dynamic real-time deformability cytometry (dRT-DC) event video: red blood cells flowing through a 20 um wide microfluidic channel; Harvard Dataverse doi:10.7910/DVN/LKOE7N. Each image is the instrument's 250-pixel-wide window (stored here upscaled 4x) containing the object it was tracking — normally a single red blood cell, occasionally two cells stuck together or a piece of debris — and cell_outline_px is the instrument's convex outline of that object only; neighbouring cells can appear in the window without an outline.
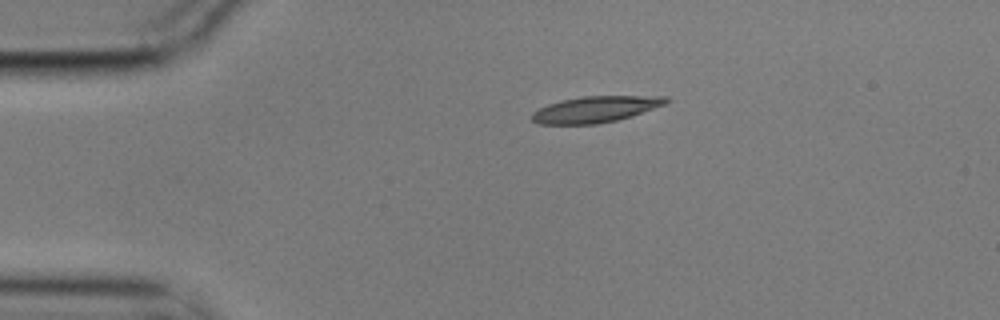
{"species": "common noctule bat (a hibernating species)", "species_latin": "Nyctalus noctula", "temperature_condition": "cold", "stored_images_in_passage": 7, "camera_frame_rate_fps": 3000, "um_per_image_px": 0.085, "animal": {"sex": "male", "body_mass_g": 17.9}, "frame": {"image": 1, "passage_image": 1, "time_ms": 0.0, "image_size_px": [1000, 320], "cell_outline_px": [[672, 100], [664, 104], [632, 116], [616, 120], [596, 124], [540, 124], [532, 120], [532, 112], [548, 104], [560, 100], [580, 96], [668, 96]], "centroid_in_image_um": [50.62, 9.28], "position_along_channel_um": 34.4, "area_um2": 20.46}}
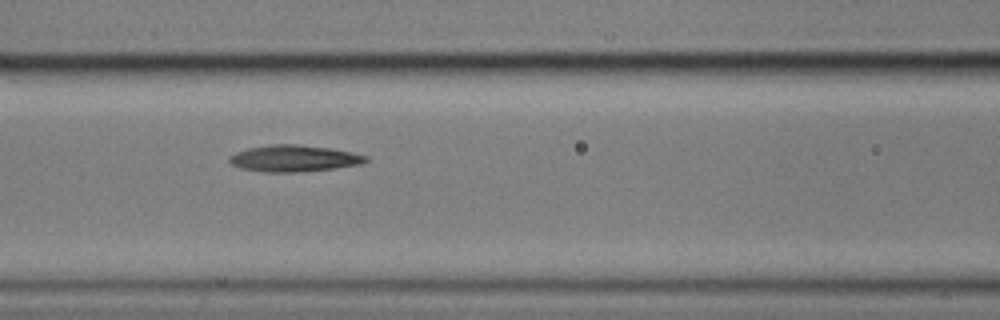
{"frame": {"image": 2, "passage_image": 5, "time_ms": 1.333, "image_size_px": [1000, 320], "cell_outline_px": [[368, 160], [360, 164], [336, 168], [304, 172], [264, 172], [240, 168], [232, 164], [228, 160], [228, 156], [236, 152], [248, 148], [272, 144], [296, 144], [328, 148], [368, 156]], "centroid_in_image_um": [24.94, 13.47], "position_along_channel_um": 141.7, "area_um2": 21.04}}
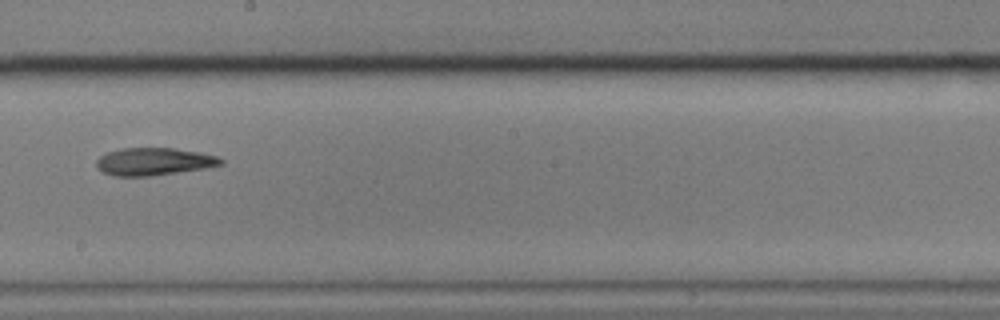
{"frame": {"image": 3, "passage_image": 7, "time_ms": 2.0, "image_size_px": [1000, 320], "cell_outline_px": [[224, 164], [204, 168], [152, 176], [112, 176], [96, 168], [96, 160], [100, 156], [108, 152], [120, 148], [172, 148], [200, 152], [216, 156], [224, 160]], "centroid_in_image_um": [13.06, 13.73], "position_along_channel_um": 235.1, "area_um2": 20.0}}